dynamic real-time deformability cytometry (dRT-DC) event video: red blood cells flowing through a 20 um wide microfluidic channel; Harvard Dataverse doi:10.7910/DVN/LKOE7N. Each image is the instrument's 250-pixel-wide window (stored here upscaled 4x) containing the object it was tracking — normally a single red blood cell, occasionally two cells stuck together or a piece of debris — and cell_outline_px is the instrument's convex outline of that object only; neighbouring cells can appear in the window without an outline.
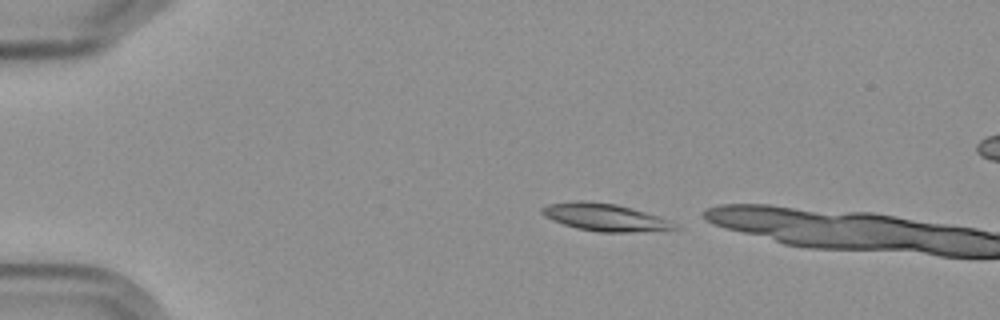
{"species": "Egyptian fruit bat (a non-hibernating species)", "species_latin": "Rousettus aegyptiacus", "temperature_condition": "cold", "stored_images_in_passage": 3, "camera_frame_rate_fps": 3000, "um_per_image_px": 0.085, "frame": {"image": 1, "passage_image": 1, "time_ms": 0.0, "image_size_px": [1000, 320], "cell_outline_px": [[684, 228], [632, 232], [600, 232], [576, 228], [552, 220], [544, 216], [540, 212], [540, 208], [548, 204], [572, 200], [584, 200], [616, 204], [632, 208], [668, 220]], "centroid_in_image_um": [51.37, 18.46], "position_along_channel_um": 33.6, "area_um2": 21.21}}